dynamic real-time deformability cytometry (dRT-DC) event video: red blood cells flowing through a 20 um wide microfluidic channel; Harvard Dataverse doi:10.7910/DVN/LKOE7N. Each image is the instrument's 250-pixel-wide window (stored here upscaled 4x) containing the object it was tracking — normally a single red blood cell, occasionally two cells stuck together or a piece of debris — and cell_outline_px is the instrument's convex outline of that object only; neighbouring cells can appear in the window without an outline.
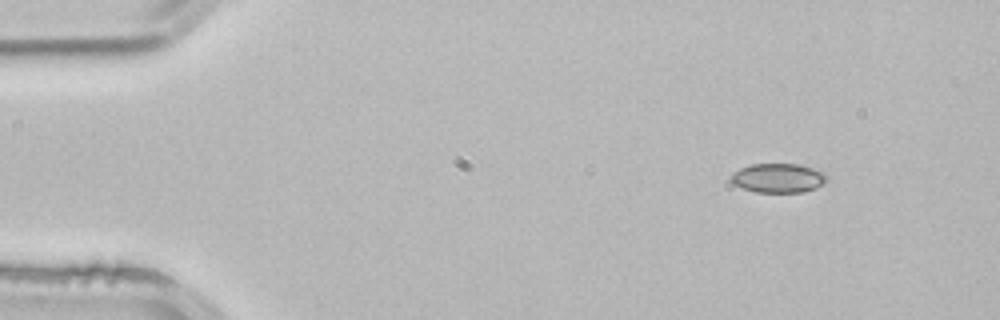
{"species": "common noctule bat (a hibernating species)", "species_latin": "Nyctalus noctula", "temperature_condition": "room temperature", "stored_images_in_passage": 3, "camera_frame_rate_fps": 3000, "um_per_image_px": 0.085, "animal": {"sex": "male", "body_mass_g": 21.5, "forearm_length_mm": 52.0}, "frame": {"image": 1, "passage_image": 1, "time_ms": 0.0, "image_size_px": [1000, 320], "cell_outline_px": [[828, 176], [816, 188], [804, 192], [756, 192], [732, 184], [732, 176], [740, 168], [752, 164], [796, 164], [812, 168], [824, 172]], "centroid_in_image_um": [66.15, 15.13], "position_along_channel_um": 18.8, "area_um2": 16.01}}
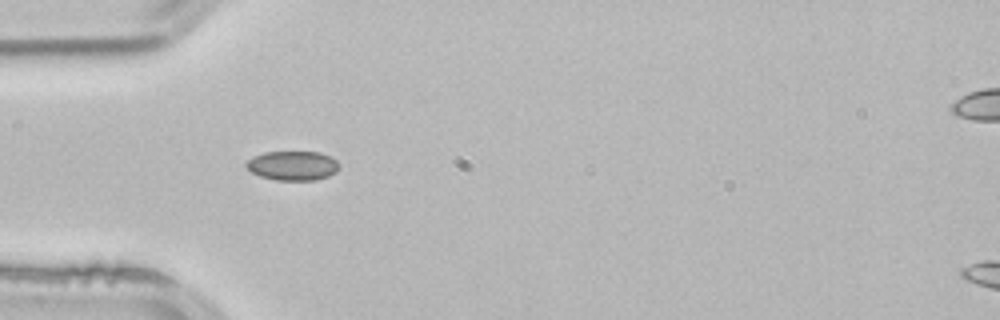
{"frame": {"image": 2, "passage_image": 3, "time_ms": 0.667, "image_size_px": [1000, 320], "cell_outline_px": [[340, 164], [336, 172], [328, 176], [316, 180], [276, 180], [260, 176], [252, 172], [244, 164], [248, 160], [264, 152], [320, 152], [336, 160]], "centroid_in_image_um": [24.9, 14.08], "position_along_channel_um": 60.1, "area_um2": 15.78}}